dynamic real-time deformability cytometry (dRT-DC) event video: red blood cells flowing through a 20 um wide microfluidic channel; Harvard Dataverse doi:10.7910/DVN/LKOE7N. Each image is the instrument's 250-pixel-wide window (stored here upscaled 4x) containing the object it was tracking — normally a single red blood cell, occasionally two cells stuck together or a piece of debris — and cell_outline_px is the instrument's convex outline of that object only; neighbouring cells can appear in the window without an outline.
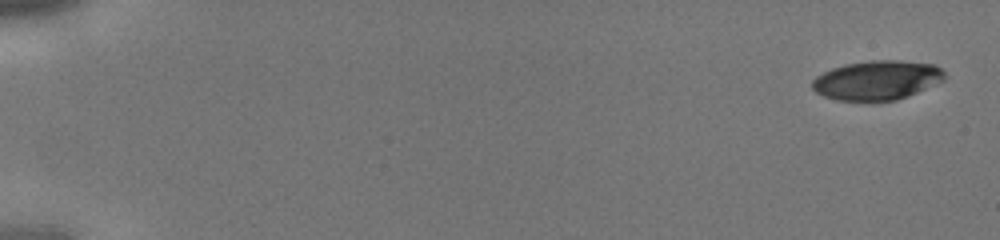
{"species": "human", "species_latin": "Homo sapiens", "temperature_condition": "cold", "stored_images_in_passage": 6, "camera_frame_rate_fps": 3000, "um_per_image_px": 0.085, "donor": {"sex": "male"}, "frame": {"image": 1, "passage_image": 1, "time_ms": 0.0, "image_size_px": [1000, 240], "cell_outline_px": [[948, 76], [944, 80], [908, 96], [896, 100], [836, 100], [824, 96], [816, 92], [812, 88], [812, 80], [816, 76], [832, 68], [848, 64], [872, 60], [900, 60], [936, 64]], "centroid_in_image_um": [74.57, 6.81], "position_along_channel_um": 10.4, "area_um2": 30.23}}
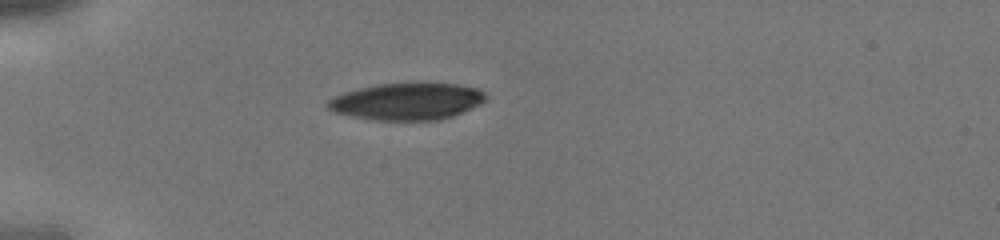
{"frame": {"image": 2, "passage_image": 5, "time_ms": 1.333, "image_size_px": [1000, 240], "cell_outline_px": [[488, 100], [480, 104], [452, 116], [440, 120], [376, 120], [352, 116], [336, 112], [328, 108], [324, 104], [328, 100], [344, 92], [360, 88], [380, 84], [456, 84], [476, 88], [484, 92], [488, 96]], "centroid_in_image_um": [34.61, 8.63], "position_along_channel_um": 50.4, "area_um2": 33.58}}